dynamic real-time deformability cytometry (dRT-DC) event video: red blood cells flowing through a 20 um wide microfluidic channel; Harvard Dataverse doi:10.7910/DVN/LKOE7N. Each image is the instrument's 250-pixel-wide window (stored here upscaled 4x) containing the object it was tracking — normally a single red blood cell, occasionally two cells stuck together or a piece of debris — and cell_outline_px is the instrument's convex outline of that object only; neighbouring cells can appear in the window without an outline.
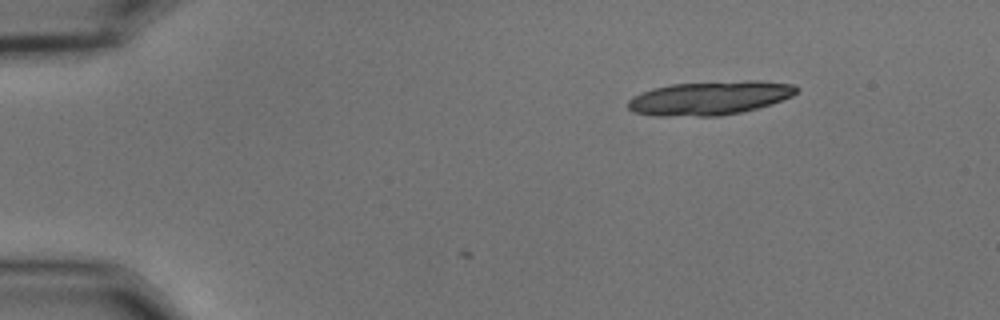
{"species": "common noctule bat (a hibernating species)", "species_latin": "Nyctalus noctula", "temperature_condition": "cold", "stored_images_in_passage": 2, "camera_frame_rate_fps": 3000, "um_per_image_px": 0.085, "animal": {"sex": "male", "body_mass_g": 15.6}, "frame": {"image": 1, "passage_image": 2, "time_ms": 0.333, "image_size_px": [1000, 320], "cell_outline_px": [[800, 88], [792, 96], [756, 108], [740, 112], [720, 116], [656, 116], [632, 112], [628, 108], [628, 100], [632, 96], [640, 92], [652, 88], [672, 84], [744, 80], [760, 80], [796, 84]], "centroid_in_image_um": [60.3, 8.32], "position_along_channel_um": 24.7, "area_um2": 33.41}}